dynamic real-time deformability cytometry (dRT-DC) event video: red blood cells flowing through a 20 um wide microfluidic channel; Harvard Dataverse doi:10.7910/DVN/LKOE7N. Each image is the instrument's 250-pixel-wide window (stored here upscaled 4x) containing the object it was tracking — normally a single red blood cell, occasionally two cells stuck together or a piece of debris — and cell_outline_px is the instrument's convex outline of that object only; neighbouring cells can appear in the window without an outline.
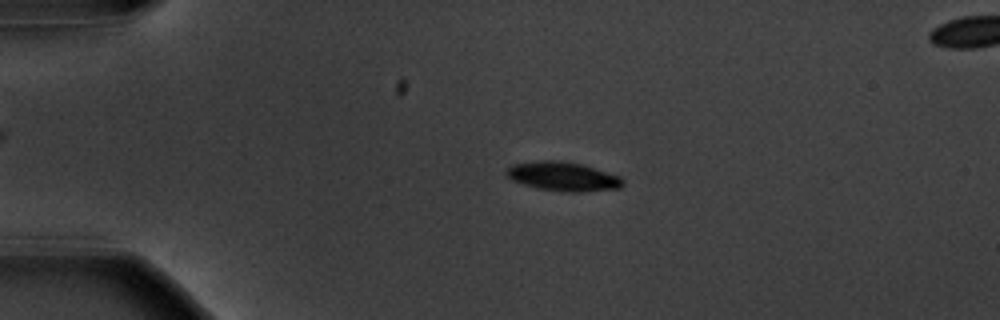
{"species": "common noctule bat (a hibernating species)", "species_latin": "Nyctalus noctula", "temperature_condition": "warm", "stored_images_in_passage": 56, "camera_frame_rate_fps": 3000, "um_per_image_px": 0.085, "animal": {"sex": "male", "body_mass_g": 20.1, "forearm_length_mm": 53.5}, "frame": {"image": 1, "passage_image": 13, "time_ms": 4.0, "image_size_px": [1000, 320], "cell_outline_px": [[624, 184], [620, 188], [580, 192], [564, 192], [536, 188], [512, 180], [504, 172], [512, 164], [536, 160], [556, 160], [580, 164], [620, 176], [624, 180]], "centroid_in_image_um": [47.84, 15.0], "position_along_channel_um": 37.2, "area_um2": 19.71}}
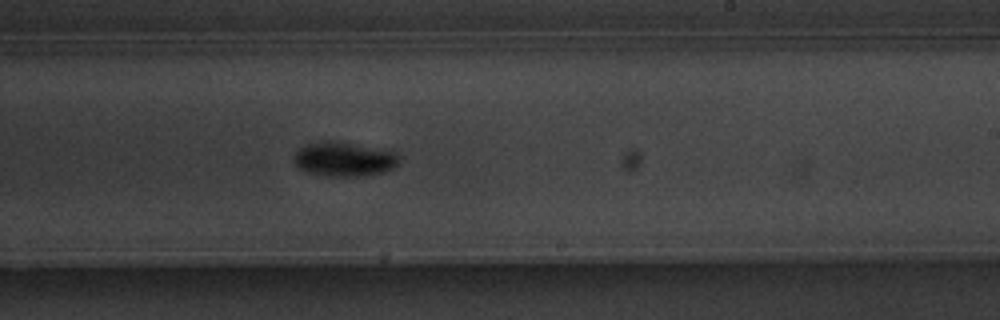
{"frame": {"image": 2, "passage_image": 35, "time_ms": 11.333, "image_size_px": [1000, 320], "cell_outline_px": [[400, 160], [392, 168], [384, 172], [352, 176], [328, 176], [308, 172], [300, 168], [292, 160], [292, 156], [300, 148], [308, 144], [320, 140], [336, 140], [396, 152], [400, 156]], "centroid_in_image_um": [29.22, 13.5], "position_along_channel_um": 259.8, "area_um2": 21.04}}
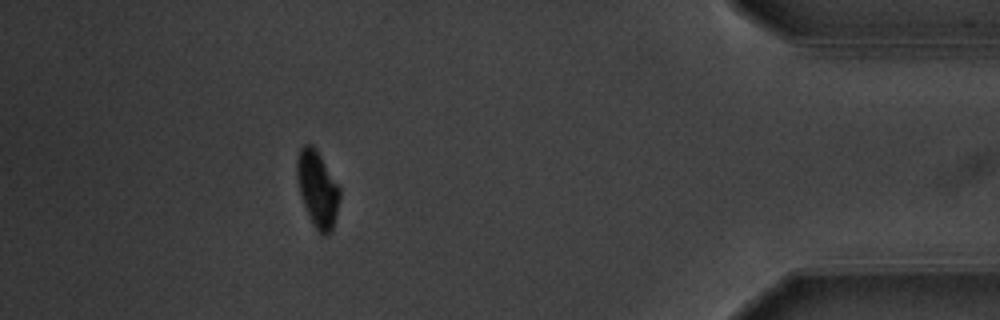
{"frame": {"image": 3, "passage_image": 51, "time_ms": 16.667, "image_size_px": [1000, 320], "cell_outline_px": [[340, 200], [332, 232], [328, 236], [324, 236], [312, 224], [308, 216], [300, 192], [296, 176], [296, 160], [300, 148], [304, 144], [312, 144], [316, 148], [340, 184]], "centroid_in_image_um": [27.01, 16.05], "position_along_channel_um": 408.2, "area_um2": 19.48}, "authors_computed_cell_mechanics": {"area_um2": 19.2763, "velocity_mm_per_s": 3.626, "shape_relaxation_time_tau1_ms": 1.7247, "shape_relaxation_time_tau2_ms": null, "deformation_change_tau1": 0.1324, "deformation_change_tau2": null}}